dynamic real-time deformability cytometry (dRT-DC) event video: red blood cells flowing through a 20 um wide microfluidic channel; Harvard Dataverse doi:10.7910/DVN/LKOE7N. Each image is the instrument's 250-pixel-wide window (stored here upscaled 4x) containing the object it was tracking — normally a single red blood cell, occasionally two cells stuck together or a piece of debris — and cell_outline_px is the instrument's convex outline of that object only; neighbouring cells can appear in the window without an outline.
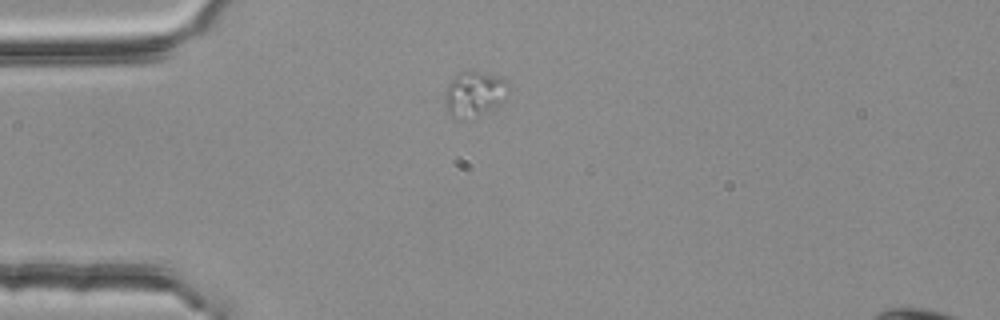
{"species": "common noctule bat (a hibernating species)", "species_latin": "Nyctalus noctula", "temperature_condition": "room temperature", "stored_images_in_passage": 2, "segment_of_instrument_passage": [1, 2], "camera_frame_rate_fps": 3000, "um_per_image_px": 0.085, "animal": {"sex": "female", "body_mass_g": 25.1}, "frame": {"image": 1, "passage_image": 1, "time_ms": 0.0, "image_size_px": [1000, 320], "cell_outline_px": [[512, 88], [504, 100], [464, 120], [452, 116], [448, 112], [444, 96], [444, 92], [448, 84], [460, 72], [480, 72], [500, 76]], "centroid_in_image_um": [40.32, 7.95], "position_along_channel_um": 44.7, "area_um2": 16.24}}